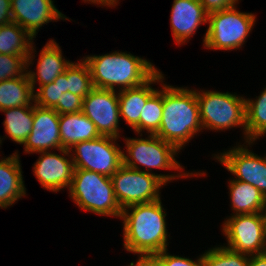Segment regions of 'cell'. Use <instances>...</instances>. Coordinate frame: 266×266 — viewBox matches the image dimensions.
<instances>
[{"mask_svg": "<svg viewBox=\"0 0 266 266\" xmlns=\"http://www.w3.org/2000/svg\"><path fill=\"white\" fill-rule=\"evenodd\" d=\"M248 266H266V252L256 255H251Z\"/></svg>", "mask_w": 266, "mask_h": 266, "instance_id": "e575fe53", "label": "cell"}, {"mask_svg": "<svg viewBox=\"0 0 266 266\" xmlns=\"http://www.w3.org/2000/svg\"><path fill=\"white\" fill-rule=\"evenodd\" d=\"M2 140H3V138L0 137V145L2 144Z\"/></svg>", "mask_w": 266, "mask_h": 266, "instance_id": "ab89813d", "label": "cell"}, {"mask_svg": "<svg viewBox=\"0 0 266 266\" xmlns=\"http://www.w3.org/2000/svg\"><path fill=\"white\" fill-rule=\"evenodd\" d=\"M170 15L172 35L177 45L188 42L199 26L208 21V14L199 0H174Z\"/></svg>", "mask_w": 266, "mask_h": 266, "instance_id": "2e32d148", "label": "cell"}, {"mask_svg": "<svg viewBox=\"0 0 266 266\" xmlns=\"http://www.w3.org/2000/svg\"><path fill=\"white\" fill-rule=\"evenodd\" d=\"M12 21L11 0H0V26Z\"/></svg>", "mask_w": 266, "mask_h": 266, "instance_id": "836d02e7", "label": "cell"}, {"mask_svg": "<svg viewBox=\"0 0 266 266\" xmlns=\"http://www.w3.org/2000/svg\"><path fill=\"white\" fill-rule=\"evenodd\" d=\"M71 63L63 57L61 47L51 38L40 51L36 71L26 70L33 91L37 81L39 86L53 82Z\"/></svg>", "mask_w": 266, "mask_h": 266, "instance_id": "ac0fdd59", "label": "cell"}, {"mask_svg": "<svg viewBox=\"0 0 266 266\" xmlns=\"http://www.w3.org/2000/svg\"><path fill=\"white\" fill-rule=\"evenodd\" d=\"M118 1H119V0H115V6L118 5V3H119Z\"/></svg>", "mask_w": 266, "mask_h": 266, "instance_id": "f35d334b", "label": "cell"}, {"mask_svg": "<svg viewBox=\"0 0 266 266\" xmlns=\"http://www.w3.org/2000/svg\"><path fill=\"white\" fill-rule=\"evenodd\" d=\"M230 203L233 215L262 213L265 197L253 185L239 180H229Z\"/></svg>", "mask_w": 266, "mask_h": 266, "instance_id": "7402d4cb", "label": "cell"}, {"mask_svg": "<svg viewBox=\"0 0 266 266\" xmlns=\"http://www.w3.org/2000/svg\"><path fill=\"white\" fill-rule=\"evenodd\" d=\"M256 22L254 13L240 12L237 7L208 14L203 46L211 50L233 51L246 43Z\"/></svg>", "mask_w": 266, "mask_h": 266, "instance_id": "52a82bcc", "label": "cell"}, {"mask_svg": "<svg viewBox=\"0 0 266 266\" xmlns=\"http://www.w3.org/2000/svg\"><path fill=\"white\" fill-rule=\"evenodd\" d=\"M255 100L246 99V142L253 143L266 134V87Z\"/></svg>", "mask_w": 266, "mask_h": 266, "instance_id": "d4e9b609", "label": "cell"}, {"mask_svg": "<svg viewBox=\"0 0 266 266\" xmlns=\"http://www.w3.org/2000/svg\"><path fill=\"white\" fill-rule=\"evenodd\" d=\"M94 89L91 73L84 59L67 67L66 92L85 98Z\"/></svg>", "mask_w": 266, "mask_h": 266, "instance_id": "484cf974", "label": "cell"}, {"mask_svg": "<svg viewBox=\"0 0 266 266\" xmlns=\"http://www.w3.org/2000/svg\"><path fill=\"white\" fill-rule=\"evenodd\" d=\"M164 75L158 70L144 84L118 91L120 117L130 126L135 133L140 135V115L147 99L157 90L151 85L163 83Z\"/></svg>", "mask_w": 266, "mask_h": 266, "instance_id": "e0dca14e", "label": "cell"}, {"mask_svg": "<svg viewBox=\"0 0 266 266\" xmlns=\"http://www.w3.org/2000/svg\"><path fill=\"white\" fill-rule=\"evenodd\" d=\"M33 127L24 142L25 153L47 152L61 147L59 114L51 108L37 105L33 108Z\"/></svg>", "mask_w": 266, "mask_h": 266, "instance_id": "5bb4252c", "label": "cell"}, {"mask_svg": "<svg viewBox=\"0 0 266 266\" xmlns=\"http://www.w3.org/2000/svg\"><path fill=\"white\" fill-rule=\"evenodd\" d=\"M263 216H264V220H265V225H266V199H265V204H264V208H263Z\"/></svg>", "mask_w": 266, "mask_h": 266, "instance_id": "74e56055", "label": "cell"}, {"mask_svg": "<svg viewBox=\"0 0 266 266\" xmlns=\"http://www.w3.org/2000/svg\"><path fill=\"white\" fill-rule=\"evenodd\" d=\"M69 196L81 210L97 215L121 217L111 177L86 170L74 169Z\"/></svg>", "mask_w": 266, "mask_h": 266, "instance_id": "5b68a950", "label": "cell"}, {"mask_svg": "<svg viewBox=\"0 0 266 266\" xmlns=\"http://www.w3.org/2000/svg\"><path fill=\"white\" fill-rule=\"evenodd\" d=\"M82 113L95 124L101 136L119 139L120 111L116 90L94 88L83 99Z\"/></svg>", "mask_w": 266, "mask_h": 266, "instance_id": "7c38bea8", "label": "cell"}, {"mask_svg": "<svg viewBox=\"0 0 266 266\" xmlns=\"http://www.w3.org/2000/svg\"><path fill=\"white\" fill-rule=\"evenodd\" d=\"M83 97L71 92H65L53 108L59 115L81 112L83 109Z\"/></svg>", "mask_w": 266, "mask_h": 266, "instance_id": "1f68e13d", "label": "cell"}, {"mask_svg": "<svg viewBox=\"0 0 266 266\" xmlns=\"http://www.w3.org/2000/svg\"><path fill=\"white\" fill-rule=\"evenodd\" d=\"M203 130L223 131L242 127L246 141V98L210 90H196Z\"/></svg>", "mask_w": 266, "mask_h": 266, "instance_id": "8992f818", "label": "cell"}, {"mask_svg": "<svg viewBox=\"0 0 266 266\" xmlns=\"http://www.w3.org/2000/svg\"><path fill=\"white\" fill-rule=\"evenodd\" d=\"M35 103L30 106H22L1 110L4 112V130L8 137L16 143L24 144L33 127V108Z\"/></svg>", "mask_w": 266, "mask_h": 266, "instance_id": "cb8c5ba5", "label": "cell"}, {"mask_svg": "<svg viewBox=\"0 0 266 266\" xmlns=\"http://www.w3.org/2000/svg\"><path fill=\"white\" fill-rule=\"evenodd\" d=\"M59 152V155L53 151L38 152L40 156L33 165L34 176L41 186L52 192L66 187L69 190L75 169L70 151L61 148Z\"/></svg>", "mask_w": 266, "mask_h": 266, "instance_id": "4fadbf2b", "label": "cell"}, {"mask_svg": "<svg viewBox=\"0 0 266 266\" xmlns=\"http://www.w3.org/2000/svg\"><path fill=\"white\" fill-rule=\"evenodd\" d=\"M116 140L118 138L100 136L91 141L75 144L69 149L74 168L111 177L123 165V150Z\"/></svg>", "mask_w": 266, "mask_h": 266, "instance_id": "9c48e42d", "label": "cell"}, {"mask_svg": "<svg viewBox=\"0 0 266 266\" xmlns=\"http://www.w3.org/2000/svg\"><path fill=\"white\" fill-rule=\"evenodd\" d=\"M202 129L196 89L163 83V112L155 135L180 151Z\"/></svg>", "mask_w": 266, "mask_h": 266, "instance_id": "7a4b0ae2", "label": "cell"}, {"mask_svg": "<svg viewBox=\"0 0 266 266\" xmlns=\"http://www.w3.org/2000/svg\"><path fill=\"white\" fill-rule=\"evenodd\" d=\"M53 0H11L13 22L36 38L40 27L49 22L68 20L54 5Z\"/></svg>", "mask_w": 266, "mask_h": 266, "instance_id": "9a60e30c", "label": "cell"}, {"mask_svg": "<svg viewBox=\"0 0 266 266\" xmlns=\"http://www.w3.org/2000/svg\"><path fill=\"white\" fill-rule=\"evenodd\" d=\"M182 173V174H181ZM206 172H180L178 174H156L134 170L122 165L112 176L114 194L121 209L161 199L160 188L176 178L206 175Z\"/></svg>", "mask_w": 266, "mask_h": 266, "instance_id": "277c9868", "label": "cell"}, {"mask_svg": "<svg viewBox=\"0 0 266 266\" xmlns=\"http://www.w3.org/2000/svg\"><path fill=\"white\" fill-rule=\"evenodd\" d=\"M156 266H203L202 255L197 260L168 253V249L151 257Z\"/></svg>", "mask_w": 266, "mask_h": 266, "instance_id": "4dcf8cb0", "label": "cell"}, {"mask_svg": "<svg viewBox=\"0 0 266 266\" xmlns=\"http://www.w3.org/2000/svg\"><path fill=\"white\" fill-rule=\"evenodd\" d=\"M59 131L61 147L66 150L79 142L91 141L101 136L95 124L82 111L59 115Z\"/></svg>", "mask_w": 266, "mask_h": 266, "instance_id": "ffe728a7", "label": "cell"}, {"mask_svg": "<svg viewBox=\"0 0 266 266\" xmlns=\"http://www.w3.org/2000/svg\"><path fill=\"white\" fill-rule=\"evenodd\" d=\"M161 89L156 90L148 99L140 115V135L142 131L148 134H156L161 125L163 112V83Z\"/></svg>", "mask_w": 266, "mask_h": 266, "instance_id": "4316f807", "label": "cell"}, {"mask_svg": "<svg viewBox=\"0 0 266 266\" xmlns=\"http://www.w3.org/2000/svg\"><path fill=\"white\" fill-rule=\"evenodd\" d=\"M214 158L235 175V180L253 185L266 198V154L261 157L248 149L247 145L238 143V146L215 154Z\"/></svg>", "mask_w": 266, "mask_h": 266, "instance_id": "8fae6325", "label": "cell"}, {"mask_svg": "<svg viewBox=\"0 0 266 266\" xmlns=\"http://www.w3.org/2000/svg\"><path fill=\"white\" fill-rule=\"evenodd\" d=\"M85 3H92V4H97L101 6H109V7H114L115 6V0H83Z\"/></svg>", "mask_w": 266, "mask_h": 266, "instance_id": "8d00e7d4", "label": "cell"}, {"mask_svg": "<svg viewBox=\"0 0 266 266\" xmlns=\"http://www.w3.org/2000/svg\"><path fill=\"white\" fill-rule=\"evenodd\" d=\"M227 248L245 255L266 252V225L263 213L232 215L222 224Z\"/></svg>", "mask_w": 266, "mask_h": 266, "instance_id": "30bf717a", "label": "cell"}, {"mask_svg": "<svg viewBox=\"0 0 266 266\" xmlns=\"http://www.w3.org/2000/svg\"><path fill=\"white\" fill-rule=\"evenodd\" d=\"M67 68L64 73L59 75L53 82L39 86L34 92L35 105L43 108L53 109L62 94L66 92Z\"/></svg>", "mask_w": 266, "mask_h": 266, "instance_id": "f1b7e54d", "label": "cell"}, {"mask_svg": "<svg viewBox=\"0 0 266 266\" xmlns=\"http://www.w3.org/2000/svg\"><path fill=\"white\" fill-rule=\"evenodd\" d=\"M33 40V37L16 22L0 26V54L23 55L26 58V69L33 65L32 61L35 59Z\"/></svg>", "mask_w": 266, "mask_h": 266, "instance_id": "44dd1931", "label": "cell"}, {"mask_svg": "<svg viewBox=\"0 0 266 266\" xmlns=\"http://www.w3.org/2000/svg\"><path fill=\"white\" fill-rule=\"evenodd\" d=\"M249 255L241 254L227 247H213L202 255L203 266H248Z\"/></svg>", "mask_w": 266, "mask_h": 266, "instance_id": "83f0119b", "label": "cell"}, {"mask_svg": "<svg viewBox=\"0 0 266 266\" xmlns=\"http://www.w3.org/2000/svg\"><path fill=\"white\" fill-rule=\"evenodd\" d=\"M26 70V58L23 55L0 54V82L23 76Z\"/></svg>", "mask_w": 266, "mask_h": 266, "instance_id": "f546056e", "label": "cell"}, {"mask_svg": "<svg viewBox=\"0 0 266 266\" xmlns=\"http://www.w3.org/2000/svg\"><path fill=\"white\" fill-rule=\"evenodd\" d=\"M83 59L89 67L94 88L99 89L119 88L120 91L134 88L147 82L158 71L150 61L127 52L88 55Z\"/></svg>", "mask_w": 266, "mask_h": 266, "instance_id": "3957f363", "label": "cell"}, {"mask_svg": "<svg viewBox=\"0 0 266 266\" xmlns=\"http://www.w3.org/2000/svg\"><path fill=\"white\" fill-rule=\"evenodd\" d=\"M18 152L0 159V208L6 209L26 196Z\"/></svg>", "mask_w": 266, "mask_h": 266, "instance_id": "d6986e66", "label": "cell"}, {"mask_svg": "<svg viewBox=\"0 0 266 266\" xmlns=\"http://www.w3.org/2000/svg\"><path fill=\"white\" fill-rule=\"evenodd\" d=\"M128 266H156L153 263V260L149 256H139L138 255V260L136 263L131 262L130 265Z\"/></svg>", "mask_w": 266, "mask_h": 266, "instance_id": "d590c367", "label": "cell"}, {"mask_svg": "<svg viewBox=\"0 0 266 266\" xmlns=\"http://www.w3.org/2000/svg\"><path fill=\"white\" fill-rule=\"evenodd\" d=\"M207 14L226 10L239 4V0H199Z\"/></svg>", "mask_w": 266, "mask_h": 266, "instance_id": "d6a6232c", "label": "cell"}, {"mask_svg": "<svg viewBox=\"0 0 266 266\" xmlns=\"http://www.w3.org/2000/svg\"><path fill=\"white\" fill-rule=\"evenodd\" d=\"M123 165L134 170L152 173V169L177 170L183 172L182 165L175 159L180 152L174 145L164 141L155 134L144 138H125ZM143 168L145 169H141Z\"/></svg>", "mask_w": 266, "mask_h": 266, "instance_id": "ba28073f", "label": "cell"}, {"mask_svg": "<svg viewBox=\"0 0 266 266\" xmlns=\"http://www.w3.org/2000/svg\"><path fill=\"white\" fill-rule=\"evenodd\" d=\"M34 102V91L25 73L23 76L0 82V111L9 108L30 106Z\"/></svg>", "mask_w": 266, "mask_h": 266, "instance_id": "603a6c76", "label": "cell"}, {"mask_svg": "<svg viewBox=\"0 0 266 266\" xmlns=\"http://www.w3.org/2000/svg\"><path fill=\"white\" fill-rule=\"evenodd\" d=\"M166 213L161 199L122 210L124 249L152 257L168 247Z\"/></svg>", "mask_w": 266, "mask_h": 266, "instance_id": "6da1fadb", "label": "cell"}]
</instances>
